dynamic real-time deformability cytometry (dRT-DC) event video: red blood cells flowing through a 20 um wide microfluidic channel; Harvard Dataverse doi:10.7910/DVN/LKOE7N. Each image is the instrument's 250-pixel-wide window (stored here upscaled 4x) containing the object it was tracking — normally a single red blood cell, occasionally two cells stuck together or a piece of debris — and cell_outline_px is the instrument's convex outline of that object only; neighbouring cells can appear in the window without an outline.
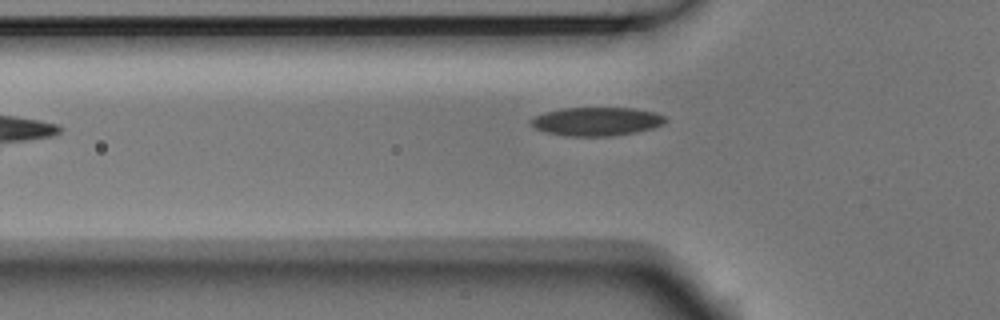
{"species": "Egyptian fruit bat (a non-hibernating species)", "species_latin": "Rousettus aegyptiacus", "temperature_condition": "room temperature", "stored_images_in_passage": 35, "camera_frame_rate_fps": 3000, "um_per_image_px": 0.085, "animal": {"sex": "male"}, "frame": {"image": 1, "passage_image": 5, "time_ms": 1.333, "image_size_px": [1000, 320], "cell_outline_px": [[668, 120], [664, 124], [652, 128], [636, 132], [612, 136], [568, 136], [544, 132], [536, 128], [528, 120], [532, 116], [544, 112], [564, 108], [636, 108], [656, 112], [664, 116]], "centroid_in_image_um": [50.71, 10.32], "position_along_channel_um": 75.1, "area_um2": 22.6}}
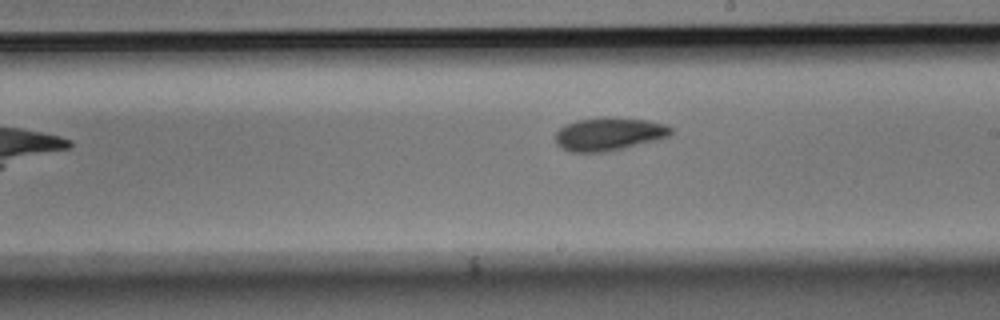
{"frame": {"image": 2, "passage_image": 18, "time_ms": 5.667, "image_size_px": [1000, 320], "cell_outline_px": [[672, 132], [668, 136], [656, 140], [624, 148], [600, 152], [568, 152], [560, 148], [556, 144], [556, 132], [564, 124], [576, 120], [600, 116], [604, 116], [648, 120], [664, 124], [672, 128]], "centroid_in_image_um": [51.71, 11.38], "position_along_channel_um": 237.3, "area_um2": 22.48}}
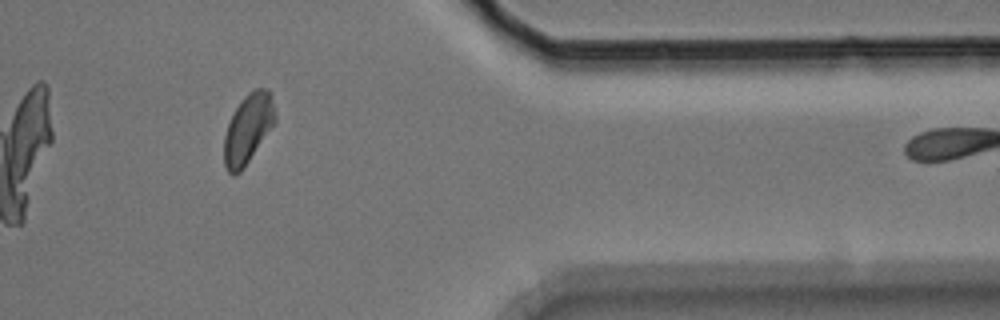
{"frame": {"image": 3, "passage_image": 32, "time_ms": 10.333, "image_size_px": [1000, 320], "cell_outline_px": [[276, 124], [240, 172], [232, 176], [228, 172], [224, 164], [224, 136], [228, 124], [240, 100], [248, 92], [256, 88], [268, 88], [272, 92], [276, 116]], "centroid_in_image_um": [21.12, 10.91], "position_along_channel_um": 390.3, "area_um2": 20.98}, "authors_computed_cell_mechanics": {"area_um2": 21.6172, "velocity_mm_per_s": 3.7245, "shape_relaxation_time_tau1_ms": 4.4104, "shape_relaxation_time_tau2_ms": 6.0356, "deformation_change_tau1": 0.11, "deformation_change_tau2": 0.1031}}